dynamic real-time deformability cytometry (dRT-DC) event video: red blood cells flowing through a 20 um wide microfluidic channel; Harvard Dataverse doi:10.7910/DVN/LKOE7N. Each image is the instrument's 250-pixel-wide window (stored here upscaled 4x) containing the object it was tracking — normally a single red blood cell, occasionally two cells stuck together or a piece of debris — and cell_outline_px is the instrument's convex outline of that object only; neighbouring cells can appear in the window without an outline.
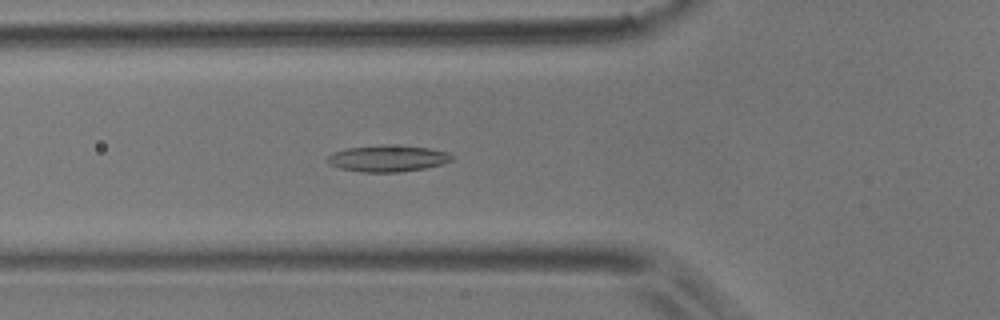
{"species": "common noctule bat (a hibernating species)", "species_latin": "Nyctalus noctula", "temperature_condition": "room temperature", "stored_images_in_passage": 53, "camera_frame_rate_fps": 3000, "um_per_image_px": 0.085, "animal": {"sex": "male", "body_mass_g": 17.9}, "frame": {"image": 1, "passage_image": 18, "time_ms": 5.667, "image_size_px": [1000, 320], "cell_outline_px": [[452, 160], [444, 164], [424, 168], [400, 172], [360, 172], [340, 168], [328, 164], [324, 160], [332, 152], [344, 148], [384, 144], [388, 144], [428, 148], [448, 152], [452, 156]], "centroid_in_image_um": [32.9, 13.46], "position_along_channel_um": 92.9, "area_um2": 19.48}}
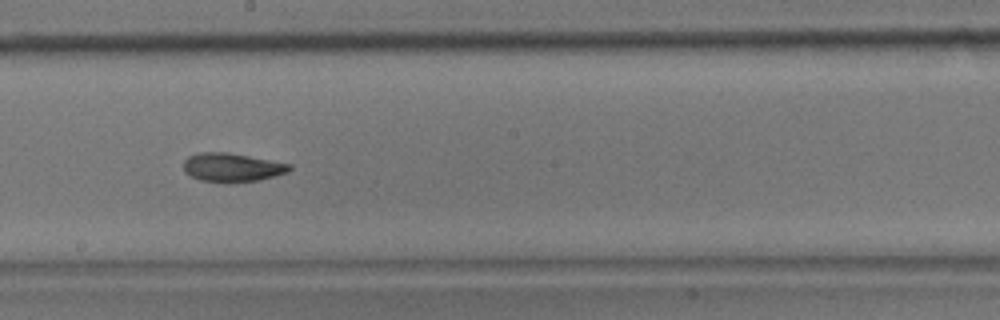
{"frame": {"image": 2, "passage_image": 29, "time_ms": 9.333, "image_size_px": [1000, 320], "cell_outline_px": [[292, 168], [288, 172], [276, 176], [260, 180], [232, 184], [228, 184], [200, 180], [184, 172], [184, 160], [188, 156], [200, 152], [228, 152], [292, 164]], "centroid_in_image_um": [19.74, 14.25], "position_along_channel_um": 228.5, "area_um2": 18.15}}
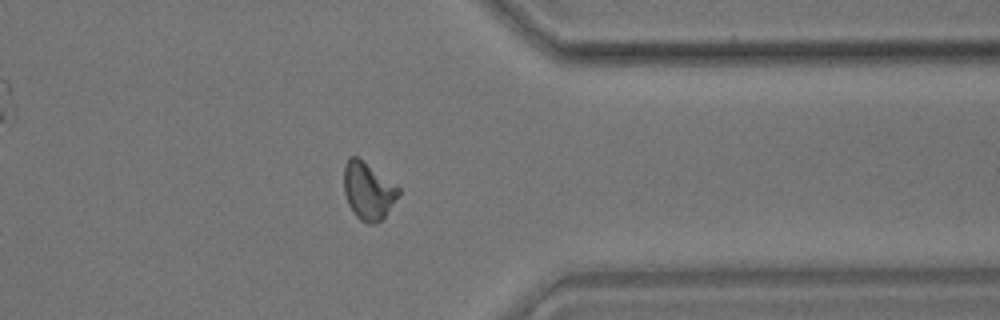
{"frame": {"image": 3, "passage_image": 42, "time_ms": 13.667, "image_size_px": [1000, 320], "cell_outline_px": [[400, 192], [384, 220], [372, 224], [368, 224], [360, 220], [352, 212], [348, 204], [344, 192], [344, 164], [348, 156], [356, 156], [400, 188]], "centroid_in_image_um": [31.28, 16.26], "position_along_channel_um": 380.1, "area_um2": 18.26}, "authors_computed_cell_mechanics": {"area_um2": 18.207, "velocity_mm_per_s": 3.6822, "shape_relaxation_time_tau1_ms": null, "shape_relaxation_time_tau2_ms": 3.6008, "deformation_change_tau1": null, "deformation_change_tau2": 0.1007}}